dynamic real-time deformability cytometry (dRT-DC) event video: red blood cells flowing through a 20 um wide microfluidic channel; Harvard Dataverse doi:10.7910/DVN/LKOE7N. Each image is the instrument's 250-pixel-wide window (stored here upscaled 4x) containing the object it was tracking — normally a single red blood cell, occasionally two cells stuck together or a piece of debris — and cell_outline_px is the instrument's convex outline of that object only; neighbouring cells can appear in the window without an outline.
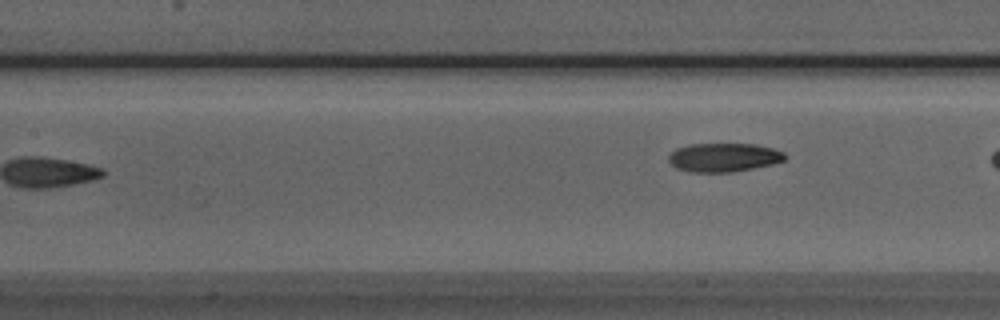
{"species": "Egyptian fruit bat (a non-hibernating species)", "species_latin": "Rousettus aegyptiacus", "temperature_condition": "room temperature", "stored_images_in_passage": 6, "camera_frame_rate_fps": 3000, "um_per_image_px": 0.085, "animal": {"sex": "male"}, "frame": {"image": 1, "passage_image": 6, "time_ms": 6.667, "image_size_px": [1000, 320], "cell_outline_px": [[788, 156], [784, 160], [772, 164], [732, 172], [692, 172], [676, 168], [668, 160], [668, 156], [676, 148], [688, 144], [756, 144], [772, 148], [784, 152]], "centroid_in_image_um": [61.52, 13.37], "position_along_channel_um": 145.9, "area_um2": 19.48}}